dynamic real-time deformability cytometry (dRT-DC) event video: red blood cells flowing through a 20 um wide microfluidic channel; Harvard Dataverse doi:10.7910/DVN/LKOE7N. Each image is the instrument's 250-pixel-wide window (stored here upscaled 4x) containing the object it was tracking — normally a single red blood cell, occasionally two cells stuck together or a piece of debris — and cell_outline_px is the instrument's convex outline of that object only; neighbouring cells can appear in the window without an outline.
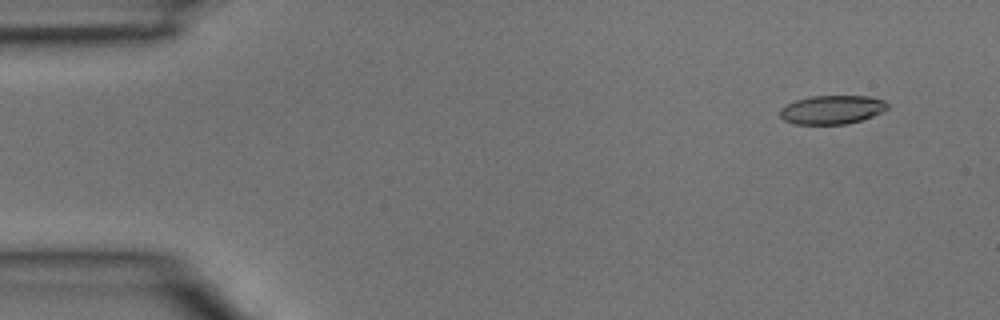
{"species": "common noctule bat (a hibernating species)", "species_latin": "Nyctalus noctula", "temperature_condition": "room temperature", "stored_images_in_passage": 3, "camera_frame_rate_fps": 3000, "um_per_image_px": 0.085, "animal": {"sex": "male", "body_mass_g": 15.6}, "frame": {"image": 1, "passage_image": 1, "time_ms": 0.0, "image_size_px": [1000, 320], "cell_outline_px": [[888, 108], [872, 116], [848, 124], [792, 124], [784, 120], [780, 116], [780, 108], [796, 100], [812, 96], [868, 96], [884, 100], [888, 104]], "centroid_in_image_um": [70.7, 9.32], "position_along_channel_um": 14.3, "area_um2": 17.92}}
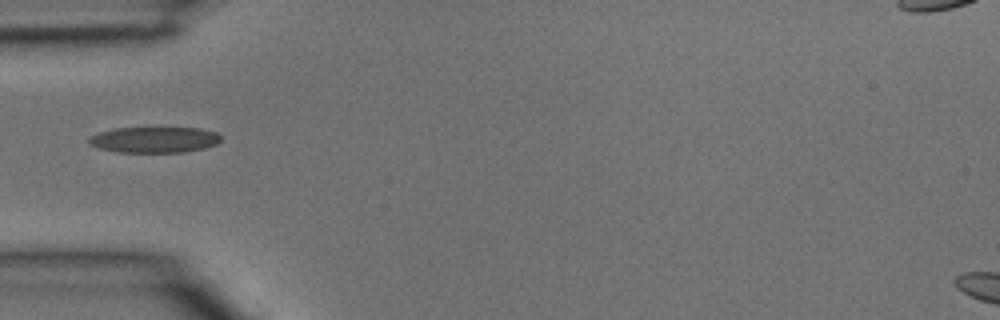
{"frame": {"image": 2, "passage_image": 3, "time_ms": 0.667, "image_size_px": [1000, 320], "cell_outline_px": [[220, 140], [216, 144], [204, 148], [184, 152], [120, 152], [100, 148], [88, 144], [88, 136], [100, 132], [116, 128], [200, 128], [216, 132], [220, 136]], "centroid_in_image_um": [13.1, 11.87], "position_along_channel_um": 71.9, "area_um2": 19.83}}